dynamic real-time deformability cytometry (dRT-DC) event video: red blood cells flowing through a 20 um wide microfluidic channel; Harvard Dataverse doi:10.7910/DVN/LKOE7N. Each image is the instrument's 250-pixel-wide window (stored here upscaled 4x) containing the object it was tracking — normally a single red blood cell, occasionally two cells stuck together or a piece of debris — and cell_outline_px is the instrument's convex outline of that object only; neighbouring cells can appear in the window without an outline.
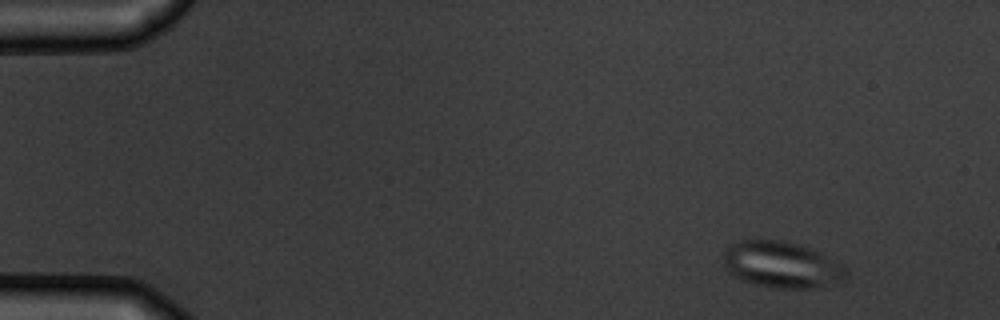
{"species": "common noctule bat (a hibernating species)", "species_latin": "Nyctalus noctula", "temperature_condition": "warm", "stored_images_in_passage": 6, "camera_frame_rate_fps": 3000, "um_per_image_px": 0.085, "animal": {"sex": "male", "body_mass_g": 19.5, "forearm_length_mm": 54.6}, "frame": {"image": 1, "passage_image": 2, "time_ms": 1.333, "image_size_px": [1000, 320], "cell_outline_px": [[848, 276], [844, 280], [812, 288], [772, 288], [752, 284], [740, 280], [732, 276], [724, 268], [724, 252], [732, 244], [740, 240], [780, 240], [796, 244], [820, 252], [844, 264], [848, 268]], "centroid_in_image_um": [66.45, 22.52], "position_along_channel_um": 18.6, "area_um2": 33.41}}